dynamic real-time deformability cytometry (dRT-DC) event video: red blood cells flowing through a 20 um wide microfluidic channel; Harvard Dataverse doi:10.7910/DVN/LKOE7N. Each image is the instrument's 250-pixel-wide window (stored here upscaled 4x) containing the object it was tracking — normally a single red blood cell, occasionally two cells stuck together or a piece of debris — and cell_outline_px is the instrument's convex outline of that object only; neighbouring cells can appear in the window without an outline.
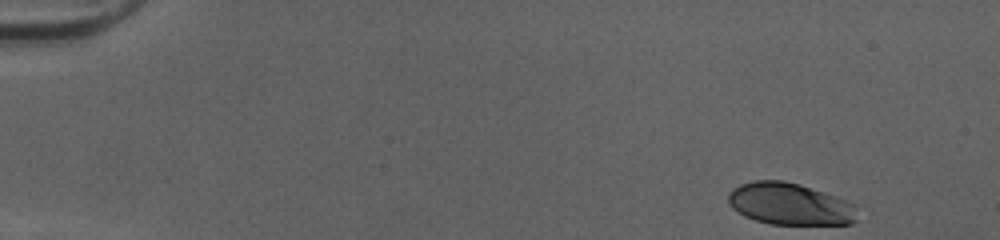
{"species": "human", "species_latin": "Homo sapiens", "temperature_condition": "cold", "stored_images_in_passage": 39, "camera_frame_rate_fps": 3000, "um_per_image_px": 0.085, "donor": {"sex": "female"}, "frame": {"image": 1, "passage_image": 1, "time_ms": 0.0, "image_size_px": [1000, 240], "cell_outline_px": [[856, 220], [852, 224], [768, 224], [744, 216], [732, 208], [728, 204], [728, 192], [732, 188], [740, 184], [756, 180], [784, 180], [800, 184], [836, 196], [856, 204]], "centroid_in_image_um": [67.12, 17.33], "position_along_channel_um": 17.9, "area_um2": 31.79}}
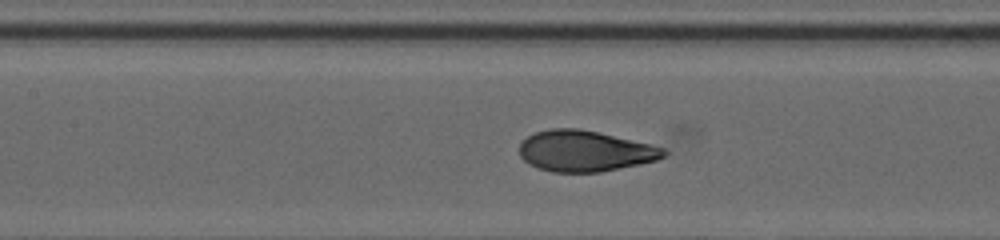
{"frame": {"image": 2, "passage_image": 21, "time_ms": 6.667, "image_size_px": [1000, 240], "cell_outline_px": [[668, 152], [664, 156], [656, 160], [640, 164], [600, 172], [552, 172], [528, 164], [520, 156], [520, 144], [528, 136], [536, 132], [552, 128], [580, 128], [652, 144], [664, 148]], "centroid_in_image_um": [49.73, 12.83], "position_along_channel_um": 157.7, "area_um2": 34.39}}
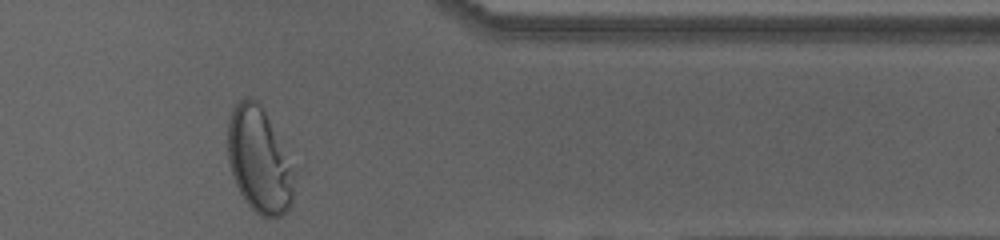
{"frame": {"image": 3, "passage_image": 39, "time_ms": 12.667, "image_size_px": [1000, 240], "cell_outline_px": [[296, 172], [292, 204], [280, 216], [260, 216], [248, 204], [240, 192], [236, 184], [228, 160], [228, 120], [236, 104], [244, 96], [248, 96], [256, 100], [260, 104]], "centroid_in_image_um": [22.04, 13.63], "position_along_channel_um": 389.4, "area_um2": 40.34}, "authors_computed_cell_mechanics": {"area_um2": 34.2176, "velocity_mm_per_s": 4.0432, "shape_relaxation_time_tau1_ms": 4.6098, "shape_relaxation_time_tau2_ms": null, "deformation_change_tau1": 0.197, "deformation_change_tau2": null}}